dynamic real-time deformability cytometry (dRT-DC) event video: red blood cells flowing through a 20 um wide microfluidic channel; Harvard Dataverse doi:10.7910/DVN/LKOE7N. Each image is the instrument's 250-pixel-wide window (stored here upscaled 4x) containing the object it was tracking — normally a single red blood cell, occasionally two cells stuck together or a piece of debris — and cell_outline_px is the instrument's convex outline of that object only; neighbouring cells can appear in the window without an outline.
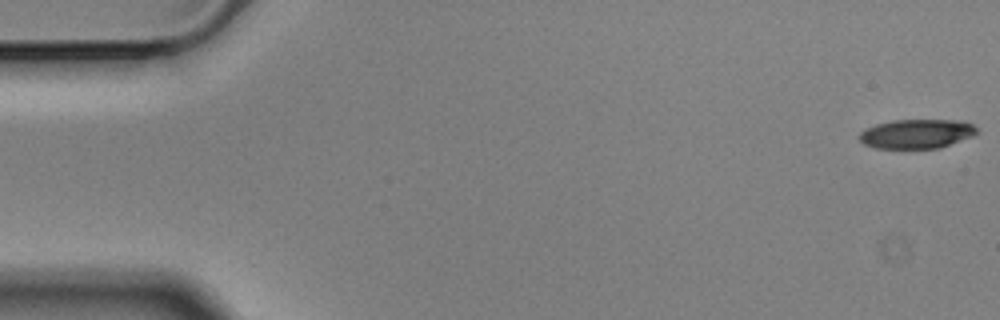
{"species": "Egyptian fruit bat (a non-hibernating species)", "species_latin": "Rousettus aegyptiacus", "temperature_condition": "cold", "stored_images_in_passage": 57, "camera_frame_rate_fps": 3000, "um_per_image_px": 0.085, "animal": {"sex": "male"}, "frame": {"image": 1, "passage_image": 1, "time_ms": 0.0, "image_size_px": [1000, 320], "cell_outline_px": [[976, 132], [972, 136], [940, 148], [876, 148], [864, 144], [860, 140], [860, 132], [876, 124], [892, 120], [964, 120], [972, 124], [976, 128]], "centroid_in_image_um": [77.93, 11.37], "position_along_channel_um": 7.1, "area_um2": 19.88}}
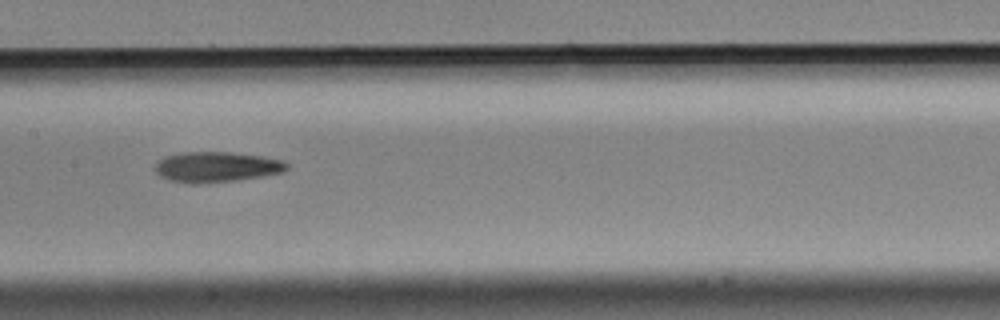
{"frame": {"image": 2, "passage_image": 28, "time_ms": 9.0, "image_size_px": [1000, 320], "cell_outline_px": [[288, 168], [284, 172], [264, 176], [236, 180], [196, 184], [192, 184], [168, 180], [160, 176], [156, 172], [156, 164], [164, 156], [184, 152], [228, 152], [260, 156], [284, 160], [288, 164]], "centroid_in_image_um": [18.42, 14.2], "position_along_channel_um": 189.0, "area_um2": 23.35}}
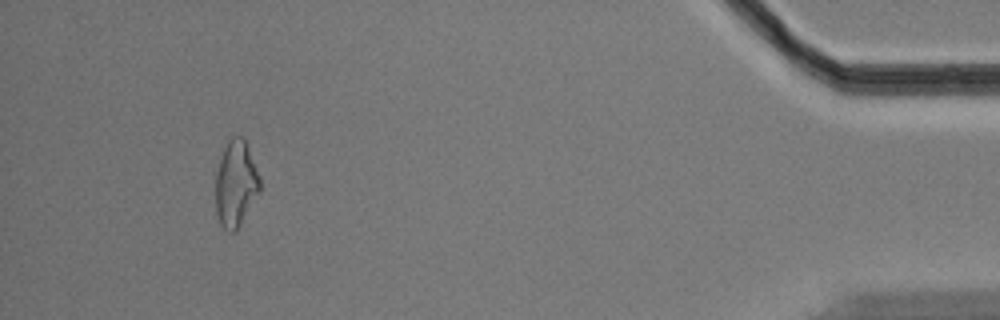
{"frame": {"image": 3, "passage_image": 53, "time_ms": 17.333, "image_size_px": [1000, 320], "cell_outline_px": [[260, 192], [236, 232], [228, 232], [220, 224], [216, 212], [216, 168], [220, 156], [228, 140], [232, 136], [244, 136], [260, 176]], "centroid_in_image_um": [20.04, 15.6], "position_along_channel_um": 415.2, "area_um2": 22.6}, "authors_computed_cell_mechanics": {"area_um2": 22.3686, "velocity_mm_per_s": 3.5266, "shape_relaxation_time_tau1_ms": 4.4528, "shape_relaxation_time_tau2_ms": null, "deformation_change_tau1": 0.1507, "deformation_change_tau2": null}}